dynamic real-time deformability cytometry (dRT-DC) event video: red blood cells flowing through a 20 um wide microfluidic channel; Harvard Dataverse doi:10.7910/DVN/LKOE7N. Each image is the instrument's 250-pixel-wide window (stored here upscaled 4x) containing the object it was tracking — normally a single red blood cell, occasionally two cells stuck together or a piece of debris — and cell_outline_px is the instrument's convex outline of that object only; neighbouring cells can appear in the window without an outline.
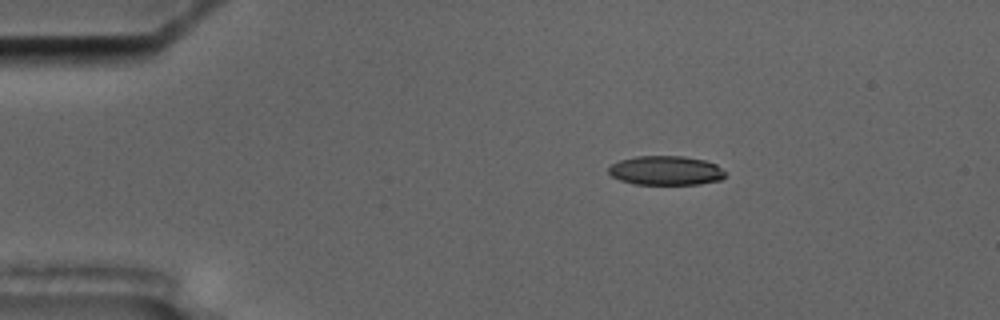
{"species": "common noctule bat (a hibernating species)", "species_latin": "Nyctalus noctula", "temperature_condition": "cold", "stored_images_in_passage": 6, "camera_frame_rate_fps": 3000, "um_per_image_px": 0.085, "animal": {"sex": "male", "body_mass_g": 17.5, "forearm_length_mm": 52.3}, "frame": {"image": 1, "passage_image": 4, "time_ms": 3.333, "image_size_px": [1000, 320], "cell_outline_px": [[728, 172], [720, 180], [700, 184], [636, 184], [620, 180], [612, 176], [608, 172], [608, 168], [612, 164], [620, 160], [636, 156], [684, 156], [704, 160], [716, 164]], "centroid_in_image_um": [56.62, 14.49], "position_along_channel_um": 28.4, "area_um2": 19.94}}